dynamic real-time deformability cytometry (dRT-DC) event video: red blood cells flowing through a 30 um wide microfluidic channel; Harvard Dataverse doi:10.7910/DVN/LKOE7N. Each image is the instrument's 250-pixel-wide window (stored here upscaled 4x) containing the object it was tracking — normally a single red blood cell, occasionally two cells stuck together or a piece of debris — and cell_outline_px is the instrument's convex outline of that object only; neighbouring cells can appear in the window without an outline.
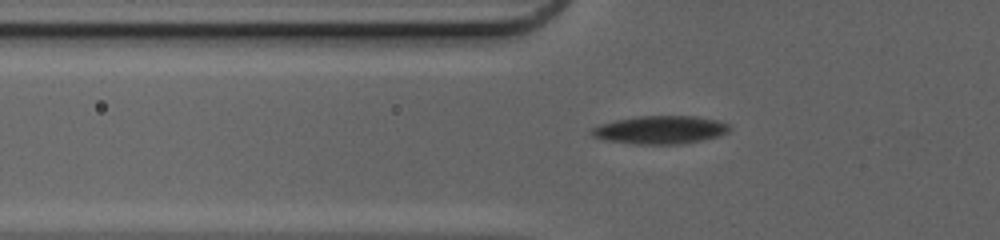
{"species": "common noctule bat (a hibernating species)", "species_latin": "Nyctalus noctula", "temperature_condition": "cold", "stored_images_in_passage": 36, "camera_frame_rate_fps": 3000, "um_per_image_px": 0.085, "animal": {"sex": "female", "body_mass_g": 20.0, "forearm_length_mm": 54.0}, "frame": {"image": 1, "passage_image": 7, "time_ms": 2.0, "image_size_px": [1000, 240], "cell_outline_px": [[728, 132], [716, 136], [700, 140], [676, 144], [636, 144], [608, 140], [592, 136], [592, 128], [600, 124], [640, 116], [692, 116], [716, 120], [728, 124]], "centroid_in_image_um": [56.11, 11.03], "position_along_channel_um": 69.7, "area_um2": 21.91}}
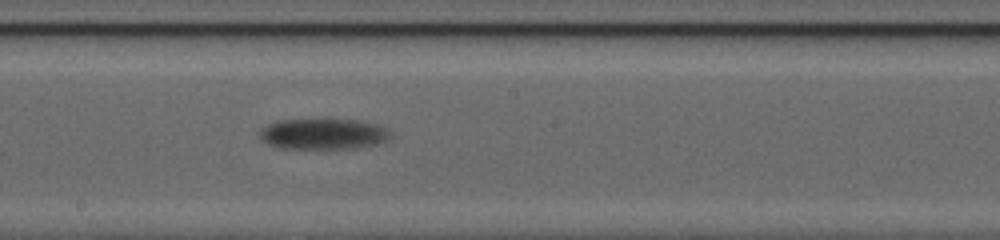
{"frame": {"image": 2, "passage_image": 19, "time_ms": 6.0, "image_size_px": [1000, 240], "cell_outline_px": [[388, 136], [384, 140], [372, 144], [352, 148], [284, 148], [272, 144], [264, 140], [260, 136], [260, 132], [268, 124], [280, 120], [356, 120], [372, 124], [384, 128], [388, 132]], "centroid_in_image_um": [27.42, 11.38], "position_along_channel_um": 220.8, "area_um2": 22.31}}
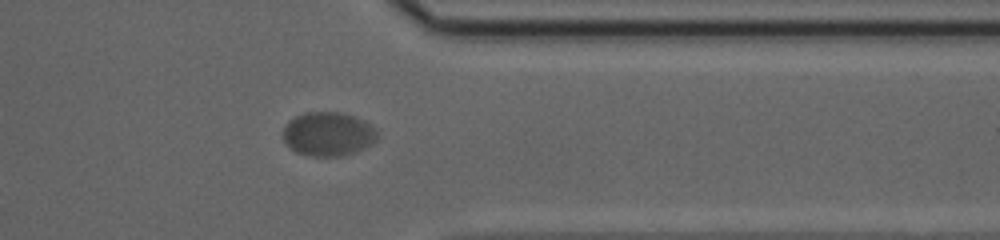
{"frame": {"image": 3, "passage_image": 32, "time_ms": 10.333, "image_size_px": [1000, 240], "cell_outline_px": [[376, 140], [344, 156], [308, 156], [296, 152], [284, 140], [284, 128], [288, 120], [296, 116], [308, 112], [340, 112], [364, 120], [376, 132]], "centroid_in_image_um": [27.84, 11.38], "position_along_channel_um": 383.6, "area_um2": 23.58}, "authors_computed_cell_mechanics": {"area_um2": 22.1374, "velocity_mm_per_s": 3.8442, "shape_relaxation_time_tau1_ms": 2.6809, "shape_relaxation_time_tau2_ms": null, "deformation_change_tau1": 0.0474, "deformation_change_tau2": null}}